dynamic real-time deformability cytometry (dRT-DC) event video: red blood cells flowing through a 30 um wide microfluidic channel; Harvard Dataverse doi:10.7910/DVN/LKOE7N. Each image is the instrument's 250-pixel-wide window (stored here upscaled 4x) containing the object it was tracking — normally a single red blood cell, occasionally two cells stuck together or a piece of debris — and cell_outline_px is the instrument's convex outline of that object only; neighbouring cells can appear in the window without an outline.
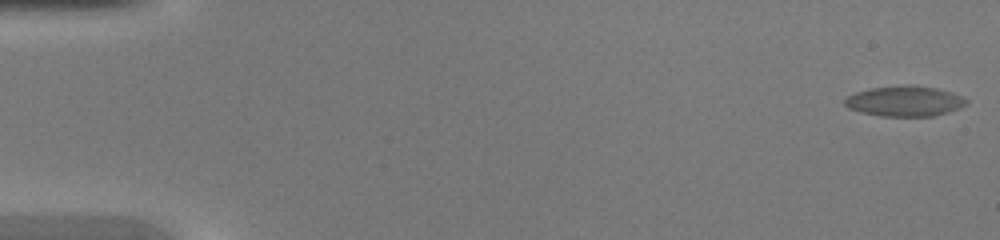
{"species": "common noctule bat (a hibernating species)", "species_latin": "Nyctalus noctula", "temperature_condition": "warm", "stored_images_in_passage": 47, "camera_frame_rate_fps": 3000, "um_per_image_px": 0.085, "animal": {"sex": "female", "body_mass_g": 20.0, "forearm_length_mm": 54.0}, "frame": {"image": 1, "passage_image": 1, "time_ms": 0.0, "image_size_px": [1000, 240], "cell_outline_px": [[968, 104], [960, 108], [948, 112], [932, 116], [880, 116], [860, 112], [848, 108], [844, 104], [844, 100], [848, 96], [856, 92], [872, 88], [904, 84], [916, 84], [936, 88], [952, 92], [968, 100]], "centroid_in_image_um": [76.91, 8.59], "position_along_channel_um": 8.1, "area_um2": 21.73}}
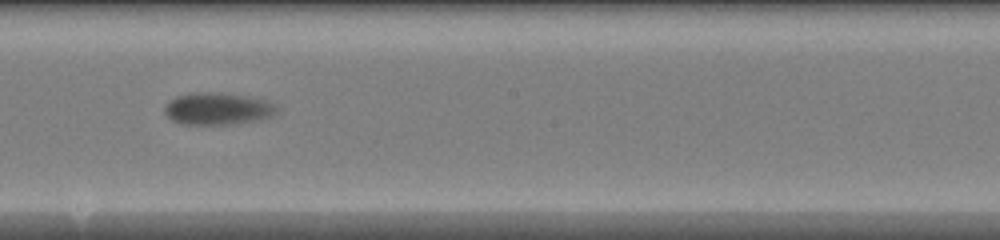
{"frame": {"image": 2, "passage_image": 27, "time_ms": 8.667, "image_size_px": [1000, 240], "cell_outline_px": [[280, 108], [276, 116], [260, 120], [232, 124], [184, 124], [172, 120], [164, 112], [164, 108], [168, 100], [176, 96], [192, 92], [228, 92], [268, 100], [276, 104]], "centroid_in_image_um": [18.58, 9.22], "position_along_channel_um": 229.6, "area_um2": 21.68}}
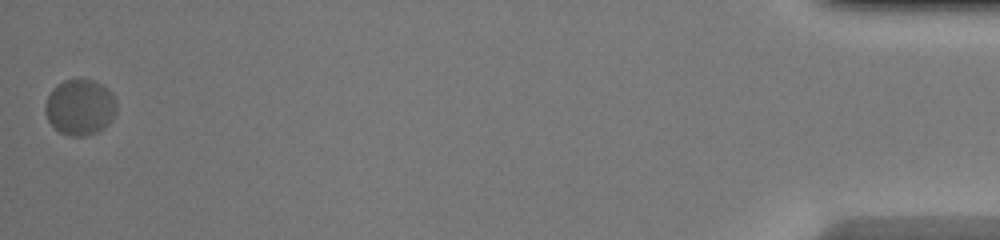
{"frame": {"image": 3, "passage_image": 47, "time_ms": 15.333, "image_size_px": [1000, 240], "cell_outline_px": [[116, 112], [112, 120], [100, 132], [84, 136], [68, 136], [60, 132], [48, 120], [44, 112], [44, 104], [52, 88], [56, 84], [64, 80], [96, 80], [104, 84], [112, 92], [116, 100]], "centroid_in_image_um": [6.82, 9.11], "position_along_channel_um": 428.4, "area_um2": 23.64}}